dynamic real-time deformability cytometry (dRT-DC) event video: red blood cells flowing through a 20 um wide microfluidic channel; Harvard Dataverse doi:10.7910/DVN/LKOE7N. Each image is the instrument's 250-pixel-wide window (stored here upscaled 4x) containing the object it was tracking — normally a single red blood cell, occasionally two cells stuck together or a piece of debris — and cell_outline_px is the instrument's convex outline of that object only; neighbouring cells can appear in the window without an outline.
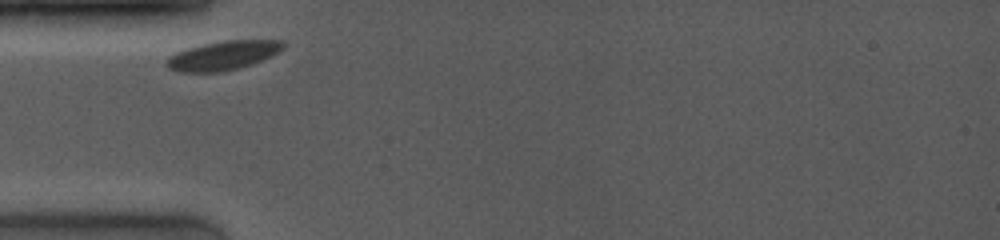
{"species": "common noctule bat (a hibernating species)", "species_latin": "Nyctalus noctula", "temperature_condition": "room temperature", "stored_images_in_passage": 8, "camera_frame_rate_fps": 4000, "um_per_image_px": 0.085, "animal": {"sex": "female", "body_mass_g": 19.0, "forearm_length_mm": 53.3}, "frame": {"image": 1, "passage_image": 1, "time_ms": 0.0, "image_size_px": [1000, 240], "cell_outline_px": [[284, 48], [272, 56], [252, 64], [240, 68], [220, 72], [176, 72], [168, 68], [164, 64], [176, 52], [188, 48], [204, 44], [224, 40], [284, 40]], "centroid_in_image_um": [18.98, 4.72], "position_along_channel_um": 66.0, "area_um2": 19.77}}
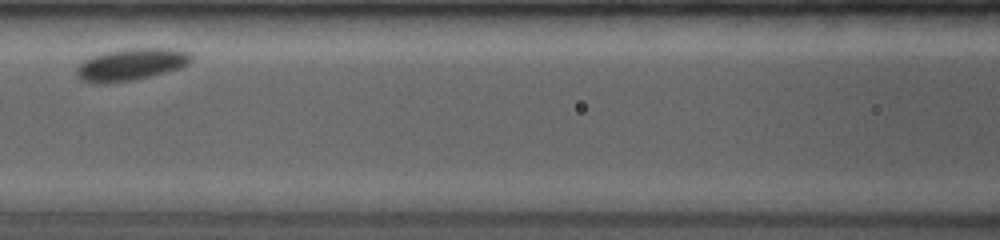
{"frame": {"image": 2, "passage_image": 5, "time_ms": 2.5, "image_size_px": [1000, 240], "cell_outline_px": [[192, 60], [188, 64], [180, 68], [132, 80], [104, 84], [92, 84], [80, 80], [76, 76], [76, 68], [84, 60], [92, 56], [104, 52], [124, 48], [176, 48], [188, 52], [192, 56]], "centroid_in_image_um": [11.1, 5.47], "position_along_channel_um": 155.5, "area_um2": 21.62}}